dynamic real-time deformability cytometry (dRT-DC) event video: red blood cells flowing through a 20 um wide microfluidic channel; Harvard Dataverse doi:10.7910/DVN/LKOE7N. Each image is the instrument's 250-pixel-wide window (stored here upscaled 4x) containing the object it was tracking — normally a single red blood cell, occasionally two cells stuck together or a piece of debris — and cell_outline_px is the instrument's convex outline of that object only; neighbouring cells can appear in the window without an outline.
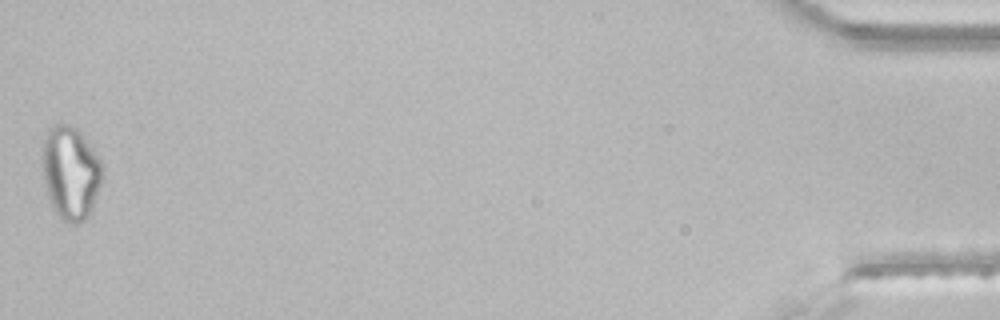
{"species": "common noctule bat (a hibernating species)", "species_latin": "Nyctalus noctula", "temperature_condition": "room temperature", "stored_images_in_passage": 42, "segment_of_instrument_passage": [2, 2], "camera_frame_rate_fps": 3000, "um_per_image_px": 0.085, "animal": {"sex": "male", "body_mass_g": 21.5, "forearm_length_mm": 52.0}, "frame": {"image": 1, "passage_image": 42, "time_ms": 13.667, "image_size_px": [1000, 320], "cell_outline_px": [[104, 168], [100, 184], [88, 216], [84, 220], [76, 224], [72, 224], [64, 220], [56, 212], [48, 196], [44, 180], [44, 140], [48, 128], [56, 124], [64, 124], [76, 128], [80, 132], [100, 156], [104, 164]], "centroid_in_image_um": [6.04, 14.66], "position_along_channel_um": 429.2, "area_um2": 32.14}}